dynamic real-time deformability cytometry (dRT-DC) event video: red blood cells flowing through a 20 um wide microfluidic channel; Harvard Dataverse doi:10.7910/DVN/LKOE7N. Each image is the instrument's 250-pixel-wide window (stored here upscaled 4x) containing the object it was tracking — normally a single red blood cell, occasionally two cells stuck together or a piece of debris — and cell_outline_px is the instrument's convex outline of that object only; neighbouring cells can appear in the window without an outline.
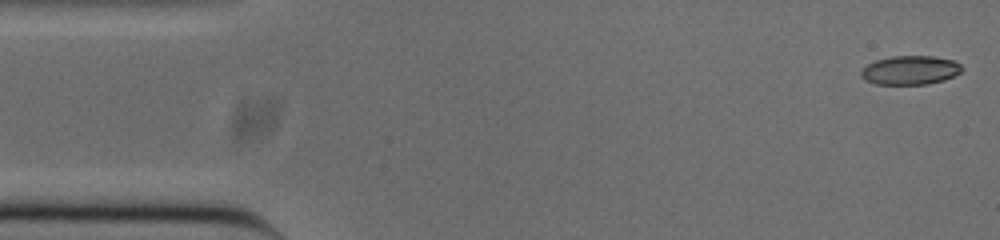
{"species": "common noctule bat (a hibernating species)", "species_latin": "Nyctalus noctula", "temperature_condition": "cold", "stored_images_in_passage": 52, "camera_frame_rate_fps": 3000, "um_per_image_px": 0.085, "animal": {"sex": "male", "body_mass_g": 20.0, "forearm_length_mm": 53.3}, "frame": {"image": 1, "passage_image": 1, "time_ms": 0.0, "image_size_px": [1000, 240], "cell_outline_px": [[964, 68], [960, 72], [944, 80], [928, 84], [876, 84], [864, 80], [860, 76], [860, 72], [868, 64], [876, 60], [892, 56], [932, 56], [952, 60], [960, 64]], "centroid_in_image_um": [77.35, 5.97], "position_along_channel_um": 7.6, "area_um2": 16.94}}
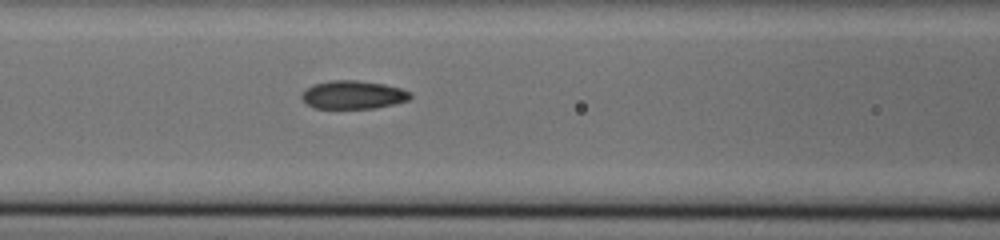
{"frame": {"image": 2, "passage_image": 20, "time_ms": 6.333, "image_size_px": [1000, 240], "cell_outline_px": [[412, 96], [408, 100], [376, 108], [312, 108], [300, 96], [312, 84], [332, 80], [356, 80], [384, 84], [400, 88], [412, 92]], "centroid_in_image_um": [30.03, 8.05], "position_along_channel_um": 136.6, "area_um2": 17.8}}
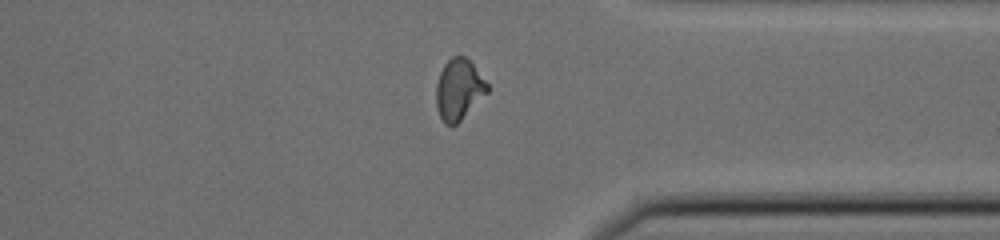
{"frame": {"image": 3, "passage_image": 39, "time_ms": 12.667, "image_size_px": [1000, 240], "cell_outline_px": [[488, 92], [456, 124], [444, 124], [436, 108], [436, 84], [440, 72], [444, 64], [452, 56], [464, 56], [472, 64], [488, 84]], "centroid_in_image_um": [38.97, 7.6], "position_along_channel_um": 372.4, "area_um2": 17.86}, "authors_computed_cell_mechanics": {"area_um2": 17.8024, "velocity_mm_per_s": 3.8518, "shape_relaxation_time_tau1_ms": 8.1778, "shape_relaxation_time_tau2_ms": 1.4507, "deformation_change_tau1": 0.2424, "deformation_change_tau2": 0.0696}}